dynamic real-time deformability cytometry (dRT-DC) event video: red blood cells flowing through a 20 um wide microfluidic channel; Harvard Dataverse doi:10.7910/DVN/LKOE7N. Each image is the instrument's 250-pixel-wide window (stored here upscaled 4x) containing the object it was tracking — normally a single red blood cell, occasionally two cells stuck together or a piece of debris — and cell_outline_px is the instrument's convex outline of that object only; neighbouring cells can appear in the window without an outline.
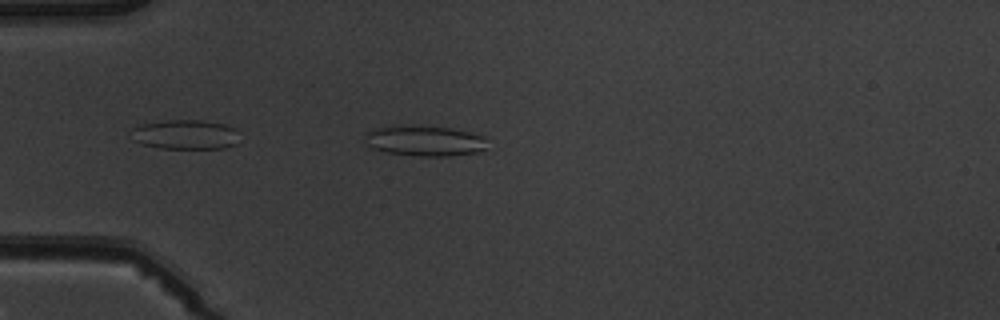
{"species": "common noctule bat (a hibernating species)", "species_latin": "Nyctalus noctula", "temperature_condition": "warm", "stored_images_in_passage": 4, "camera_frame_rate_fps": 3000, "um_per_image_px": 0.085, "animal": {"sex": "male", "body_mass_g": 19.5, "forearm_length_mm": 54.6}, "frame": {"image": 1, "passage_image": 4, "time_ms": 4.333, "image_size_px": [1000, 320], "cell_outline_px": [[484, 148], [476, 152], [448, 156], [416, 156], [384, 152], [372, 148], [364, 140], [364, 132], [380, 128], [452, 128], [484, 136]], "centroid_in_image_um": [36.07, 12.02], "position_along_channel_um": 48.9, "area_um2": 20.69}}